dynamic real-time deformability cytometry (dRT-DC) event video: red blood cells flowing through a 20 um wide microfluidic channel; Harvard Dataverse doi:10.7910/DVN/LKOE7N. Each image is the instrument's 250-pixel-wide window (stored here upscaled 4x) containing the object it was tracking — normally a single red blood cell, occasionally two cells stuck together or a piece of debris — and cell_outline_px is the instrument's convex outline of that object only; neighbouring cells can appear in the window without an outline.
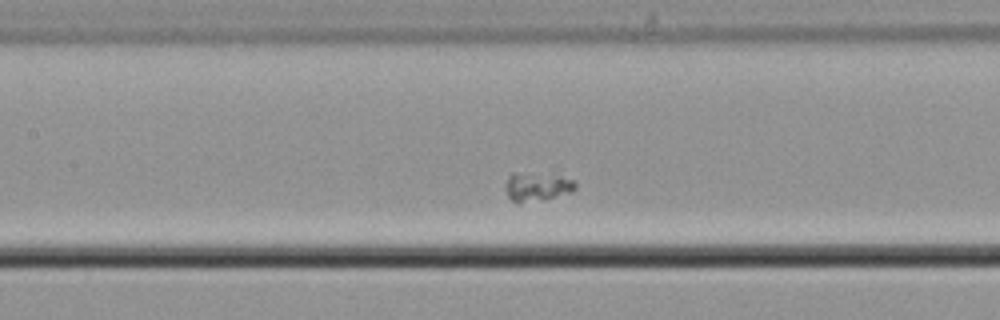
{"species": "common noctule bat (a hibernating species)", "species_latin": "Nyctalus noctula", "temperature_condition": "cold", "stored_images_in_passage": 42, "camera_frame_rate_fps": 3000, "um_per_image_px": 0.085, "animal": {"sex": "male", "body_mass_g": 21.5, "forearm_length_mm": 52.0}, "frame": {"image": 1, "passage_image": 11, "time_ms": 3.333, "image_size_px": [1000, 320], "cell_outline_px": [[576, 188], [572, 192], [544, 200], [512, 200], [508, 196], [504, 188], [504, 184], [508, 176], [512, 172], [556, 168], [572, 180], [576, 184]], "centroid_in_image_um": [45.74, 15.7], "position_along_channel_um": 161.7, "area_um2": 13.01}}
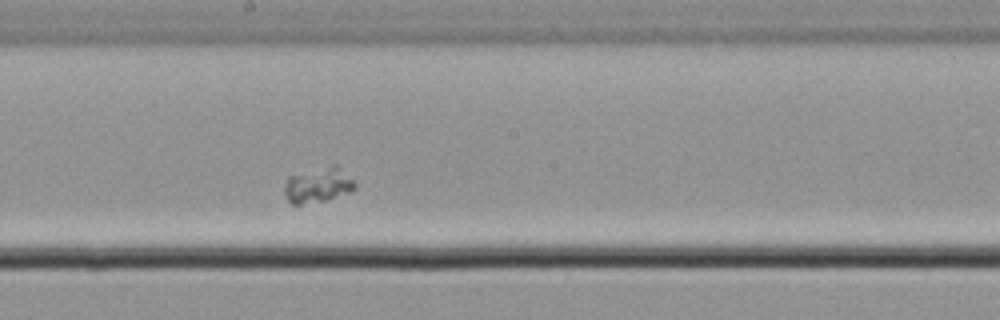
{"frame": {"image": 2, "passage_image": 16, "time_ms": 5.0, "image_size_px": [1000, 320], "cell_outline_px": [[356, 188], [348, 192], [324, 200], [300, 204], [292, 204], [288, 200], [284, 192], [284, 188], [288, 176], [332, 164], [336, 164], [356, 184]], "centroid_in_image_um": [27.01, 15.71], "position_along_channel_um": 221.2, "area_um2": 14.1}}
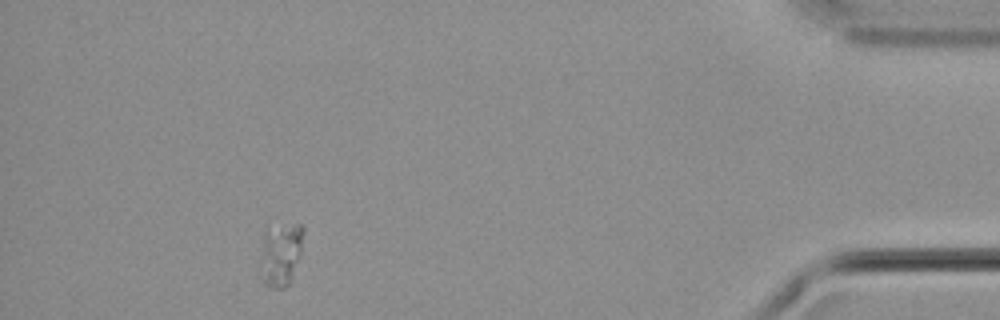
{"frame": {"image": 3, "passage_image": 37, "time_ms": 12.0, "image_size_px": [1000, 320], "cell_outline_px": [[304, 232], [300, 256], [292, 280], [284, 288], [276, 288], [264, 284], [260, 276], [264, 232], [296, 224], [300, 224], [304, 228]], "centroid_in_image_um": [23.89, 21.69], "position_along_channel_um": 411.3, "area_um2": 15.43}}